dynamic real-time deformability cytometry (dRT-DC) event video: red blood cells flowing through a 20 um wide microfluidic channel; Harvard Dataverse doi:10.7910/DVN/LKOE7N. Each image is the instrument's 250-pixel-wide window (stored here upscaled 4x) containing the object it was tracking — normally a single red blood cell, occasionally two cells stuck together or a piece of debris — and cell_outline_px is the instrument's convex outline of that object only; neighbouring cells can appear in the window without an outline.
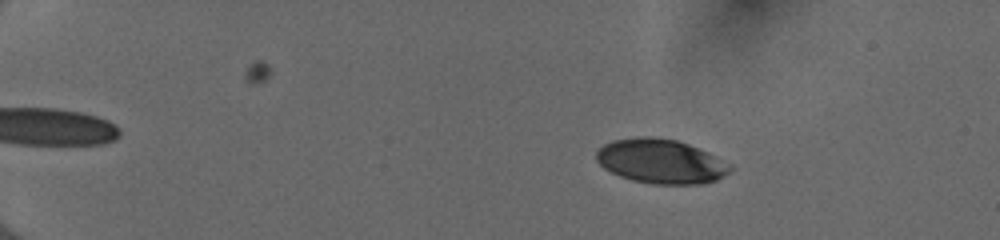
{"species": "human", "species_latin": "Homo sapiens", "temperature_condition": "cold", "stored_images_in_passage": 52, "camera_frame_rate_fps": 3000, "um_per_image_px": 0.085, "donor": {"sex": "female"}, "frame": {"image": 1, "passage_image": 8, "time_ms": 2.333, "image_size_px": [1000, 240], "cell_outline_px": [[732, 168], [724, 176], [716, 180], [700, 184], [652, 184], [632, 180], [620, 176], [604, 168], [596, 160], [596, 152], [604, 144], [612, 140], [644, 136], [648, 136], [676, 140], [688, 144], [708, 152]], "centroid_in_image_um": [56.12, 13.71], "position_along_channel_um": 28.9, "area_um2": 34.22}}
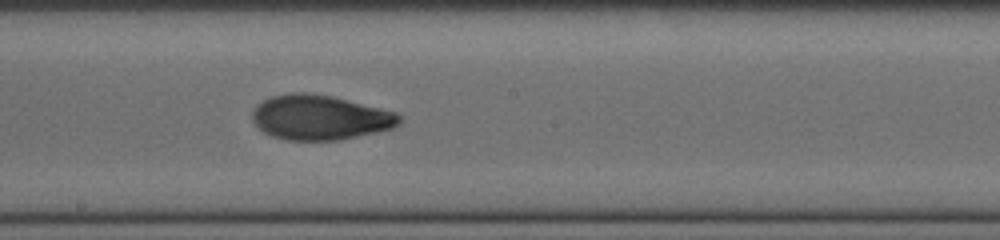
{"frame": {"image": 2, "passage_image": 31, "time_ms": 10.0, "image_size_px": [1000, 240], "cell_outline_px": [[400, 124], [392, 128], [376, 132], [340, 140], [288, 140], [272, 136], [264, 132], [252, 120], [252, 112], [256, 104], [272, 96], [292, 92], [304, 92], [332, 96], [396, 112], [400, 116]], "centroid_in_image_um": [27.18, 9.98], "position_along_channel_um": 221.0, "area_um2": 38.26}}
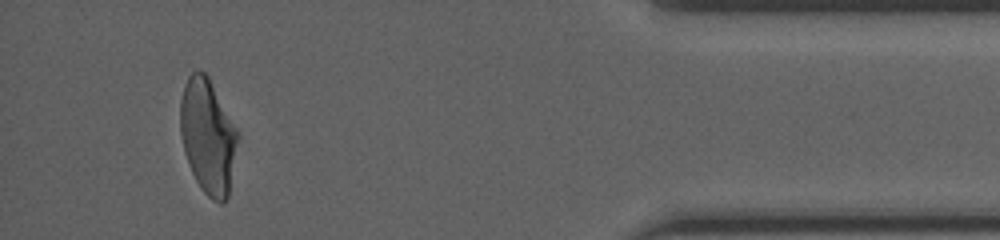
{"frame": {"image": 3, "passage_image": 49, "time_ms": 16.0, "image_size_px": [1000, 240], "cell_outline_px": [[236, 140], [228, 196], [224, 204], [220, 204], [212, 200], [200, 188], [188, 164], [184, 152], [180, 132], [180, 100], [184, 84], [188, 76], [192, 72], [204, 72], [208, 76], [236, 132]], "centroid_in_image_um": [17.6, 11.61], "position_along_channel_um": 417.6, "area_um2": 37.28}, "authors_computed_cell_mechanics": {"area_um2": 37.5122, "velocity_mm_per_s": 4.0091, "shape_relaxation_time_tau1_ms": 5.9277, "shape_relaxation_time_tau2_ms": 1.5117, "deformation_change_tau1": 0.1892, "deformation_change_tau2": 0.0632}}